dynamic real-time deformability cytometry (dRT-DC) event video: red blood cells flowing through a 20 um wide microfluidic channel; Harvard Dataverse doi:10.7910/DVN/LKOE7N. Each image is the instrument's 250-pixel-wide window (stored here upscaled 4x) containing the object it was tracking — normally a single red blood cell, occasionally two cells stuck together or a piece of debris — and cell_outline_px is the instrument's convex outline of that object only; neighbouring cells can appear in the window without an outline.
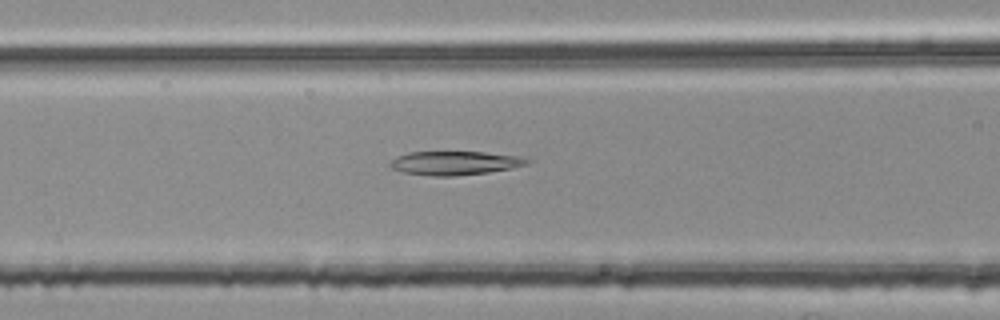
{"species": "common noctule bat (a hibernating species)", "species_latin": "Nyctalus noctula", "temperature_condition": "room temperature", "stored_images_in_passage": 49, "camera_frame_rate_fps": 3000, "um_per_image_px": 0.085, "animal": {"sex": "female", "body_mass_g": 25.1}, "frame": {"image": 1, "passage_image": 17, "time_ms": 5.333, "image_size_px": [1000, 320], "cell_outline_px": [[532, 160], [528, 164], [512, 168], [488, 172], [456, 176], [432, 176], [404, 172], [392, 168], [388, 164], [396, 156], [408, 152], [484, 152], [520, 156]], "centroid_in_image_um": [38.67, 13.85], "position_along_channel_um": 127.9, "area_um2": 19.02}}
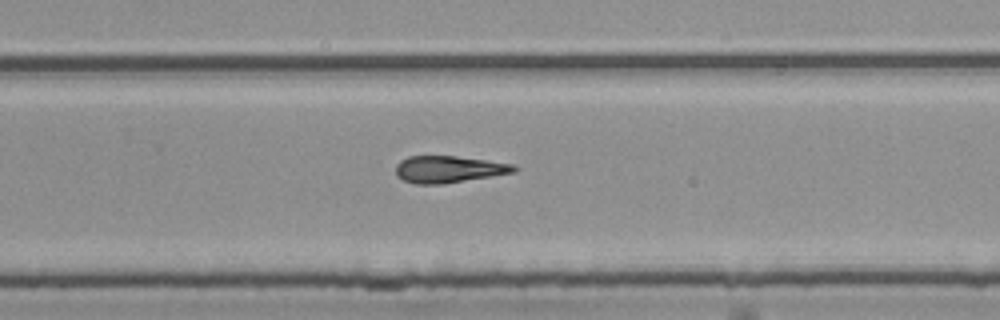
{"frame": {"image": 2, "passage_image": 30, "time_ms": 9.667, "image_size_px": [1000, 320], "cell_outline_px": [[520, 168], [516, 172], [444, 184], [416, 184], [404, 180], [396, 176], [396, 164], [400, 160], [408, 156], [456, 156], [512, 164]], "centroid_in_image_um": [38.13, 14.39], "position_along_channel_um": 291.7, "area_um2": 18.55}}
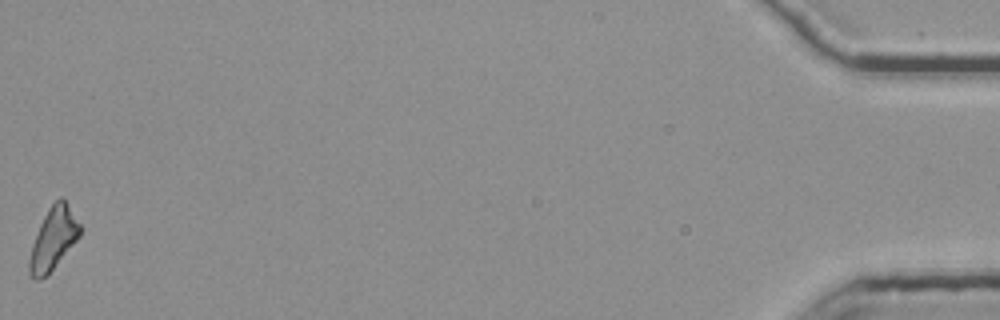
{"frame": {"image": 3, "passage_image": 49, "time_ms": 16.0, "image_size_px": [1000, 320], "cell_outline_px": [[84, 228], [80, 236], [52, 268], [40, 280], [36, 280], [28, 272], [28, 260], [32, 244], [40, 224], [48, 208], [60, 196], [64, 200]], "centroid_in_image_um": [4.53, 20.27], "position_along_channel_um": 430.7, "area_um2": 18.03}, "authors_computed_cell_mechanics": {"area_um2": 18.8428, "velocity_mm_per_s": 3.7945, "shape_relaxation_time_tau1_ms": null, "shape_relaxation_time_tau2_ms": 10.1179, "deformation_change_tau1": null, "deformation_change_tau2": 0.2691}}